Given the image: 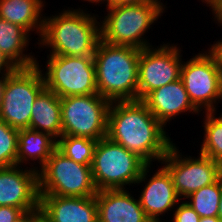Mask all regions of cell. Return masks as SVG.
Instances as JSON below:
<instances>
[{"instance_id": "1", "label": "cell", "mask_w": 222, "mask_h": 222, "mask_svg": "<svg viewBox=\"0 0 222 222\" xmlns=\"http://www.w3.org/2000/svg\"><path fill=\"white\" fill-rule=\"evenodd\" d=\"M166 130L141 100L110 103L107 137L146 164L160 163L171 148L173 139Z\"/></svg>"}, {"instance_id": "2", "label": "cell", "mask_w": 222, "mask_h": 222, "mask_svg": "<svg viewBox=\"0 0 222 222\" xmlns=\"http://www.w3.org/2000/svg\"><path fill=\"white\" fill-rule=\"evenodd\" d=\"M81 8H65L52 16L44 15L40 48H50L49 55L93 56L101 39L100 16Z\"/></svg>"}, {"instance_id": "3", "label": "cell", "mask_w": 222, "mask_h": 222, "mask_svg": "<svg viewBox=\"0 0 222 222\" xmlns=\"http://www.w3.org/2000/svg\"><path fill=\"white\" fill-rule=\"evenodd\" d=\"M141 49L99 40L93 60L98 94L110 102L138 100Z\"/></svg>"}, {"instance_id": "4", "label": "cell", "mask_w": 222, "mask_h": 222, "mask_svg": "<svg viewBox=\"0 0 222 222\" xmlns=\"http://www.w3.org/2000/svg\"><path fill=\"white\" fill-rule=\"evenodd\" d=\"M107 15L100 21L101 40L117 46L136 49L153 45L145 38L151 25L163 16L167 8L161 0L131 5L106 4ZM104 18V20H103ZM148 30V31H147Z\"/></svg>"}, {"instance_id": "5", "label": "cell", "mask_w": 222, "mask_h": 222, "mask_svg": "<svg viewBox=\"0 0 222 222\" xmlns=\"http://www.w3.org/2000/svg\"><path fill=\"white\" fill-rule=\"evenodd\" d=\"M188 61H183L181 76L188 97L193 106L202 114L216 112L222 100V56L210 45Z\"/></svg>"}, {"instance_id": "6", "label": "cell", "mask_w": 222, "mask_h": 222, "mask_svg": "<svg viewBox=\"0 0 222 222\" xmlns=\"http://www.w3.org/2000/svg\"><path fill=\"white\" fill-rule=\"evenodd\" d=\"M146 165L135 153L108 137L99 139L91 165L95 186L98 191L130 188L140 178Z\"/></svg>"}, {"instance_id": "7", "label": "cell", "mask_w": 222, "mask_h": 222, "mask_svg": "<svg viewBox=\"0 0 222 222\" xmlns=\"http://www.w3.org/2000/svg\"><path fill=\"white\" fill-rule=\"evenodd\" d=\"M42 73L45 88L60 98L98 94L93 56L47 55Z\"/></svg>"}, {"instance_id": "8", "label": "cell", "mask_w": 222, "mask_h": 222, "mask_svg": "<svg viewBox=\"0 0 222 222\" xmlns=\"http://www.w3.org/2000/svg\"><path fill=\"white\" fill-rule=\"evenodd\" d=\"M39 195L87 197L98 192L91 165L67 158L56 149L38 171Z\"/></svg>"}, {"instance_id": "9", "label": "cell", "mask_w": 222, "mask_h": 222, "mask_svg": "<svg viewBox=\"0 0 222 222\" xmlns=\"http://www.w3.org/2000/svg\"><path fill=\"white\" fill-rule=\"evenodd\" d=\"M45 88L40 68H17L9 74L0 104V120L16 129L30 127L33 103Z\"/></svg>"}, {"instance_id": "10", "label": "cell", "mask_w": 222, "mask_h": 222, "mask_svg": "<svg viewBox=\"0 0 222 222\" xmlns=\"http://www.w3.org/2000/svg\"><path fill=\"white\" fill-rule=\"evenodd\" d=\"M62 135L99 140L107 137L110 101L99 94L60 98Z\"/></svg>"}, {"instance_id": "11", "label": "cell", "mask_w": 222, "mask_h": 222, "mask_svg": "<svg viewBox=\"0 0 222 222\" xmlns=\"http://www.w3.org/2000/svg\"><path fill=\"white\" fill-rule=\"evenodd\" d=\"M180 151L173 143L160 163L169 172L177 195L184 200L198 189L216 182L222 175V166L201 153L192 158Z\"/></svg>"}, {"instance_id": "12", "label": "cell", "mask_w": 222, "mask_h": 222, "mask_svg": "<svg viewBox=\"0 0 222 222\" xmlns=\"http://www.w3.org/2000/svg\"><path fill=\"white\" fill-rule=\"evenodd\" d=\"M178 44L164 43L143 48L138 62V100L149 92L180 79L183 64Z\"/></svg>"}, {"instance_id": "13", "label": "cell", "mask_w": 222, "mask_h": 222, "mask_svg": "<svg viewBox=\"0 0 222 222\" xmlns=\"http://www.w3.org/2000/svg\"><path fill=\"white\" fill-rule=\"evenodd\" d=\"M30 164L31 168L0 167V206L20 208L23 212L40 209L37 164Z\"/></svg>"}, {"instance_id": "14", "label": "cell", "mask_w": 222, "mask_h": 222, "mask_svg": "<svg viewBox=\"0 0 222 222\" xmlns=\"http://www.w3.org/2000/svg\"><path fill=\"white\" fill-rule=\"evenodd\" d=\"M150 168L151 165L147 164L135 183L145 184L138 196L140 205L151 222H165L161 217L165 216V213L168 214V211H174L172 209H175L181 199L176 193L169 172L162 166L151 177Z\"/></svg>"}, {"instance_id": "15", "label": "cell", "mask_w": 222, "mask_h": 222, "mask_svg": "<svg viewBox=\"0 0 222 222\" xmlns=\"http://www.w3.org/2000/svg\"><path fill=\"white\" fill-rule=\"evenodd\" d=\"M165 127L185 112L199 115L191 103L181 79L154 89L141 100Z\"/></svg>"}, {"instance_id": "16", "label": "cell", "mask_w": 222, "mask_h": 222, "mask_svg": "<svg viewBox=\"0 0 222 222\" xmlns=\"http://www.w3.org/2000/svg\"><path fill=\"white\" fill-rule=\"evenodd\" d=\"M39 208L50 222H98L95 196L40 195Z\"/></svg>"}, {"instance_id": "17", "label": "cell", "mask_w": 222, "mask_h": 222, "mask_svg": "<svg viewBox=\"0 0 222 222\" xmlns=\"http://www.w3.org/2000/svg\"><path fill=\"white\" fill-rule=\"evenodd\" d=\"M95 199L98 222H151L127 189L100 190Z\"/></svg>"}, {"instance_id": "18", "label": "cell", "mask_w": 222, "mask_h": 222, "mask_svg": "<svg viewBox=\"0 0 222 222\" xmlns=\"http://www.w3.org/2000/svg\"><path fill=\"white\" fill-rule=\"evenodd\" d=\"M29 129L47 133L56 140L62 136L61 100L53 91L44 88L36 97Z\"/></svg>"}, {"instance_id": "19", "label": "cell", "mask_w": 222, "mask_h": 222, "mask_svg": "<svg viewBox=\"0 0 222 222\" xmlns=\"http://www.w3.org/2000/svg\"><path fill=\"white\" fill-rule=\"evenodd\" d=\"M45 4V0H0V18L24 28L30 35L36 31L39 40Z\"/></svg>"}, {"instance_id": "20", "label": "cell", "mask_w": 222, "mask_h": 222, "mask_svg": "<svg viewBox=\"0 0 222 222\" xmlns=\"http://www.w3.org/2000/svg\"><path fill=\"white\" fill-rule=\"evenodd\" d=\"M30 36L24 28L0 18V51L17 68H28L37 64L35 55L33 56L32 52L27 53Z\"/></svg>"}, {"instance_id": "21", "label": "cell", "mask_w": 222, "mask_h": 222, "mask_svg": "<svg viewBox=\"0 0 222 222\" xmlns=\"http://www.w3.org/2000/svg\"><path fill=\"white\" fill-rule=\"evenodd\" d=\"M56 149L57 140L51 135L29 128L19 129L17 165L26 166L30 161H37L36 171H39Z\"/></svg>"}, {"instance_id": "22", "label": "cell", "mask_w": 222, "mask_h": 222, "mask_svg": "<svg viewBox=\"0 0 222 222\" xmlns=\"http://www.w3.org/2000/svg\"><path fill=\"white\" fill-rule=\"evenodd\" d=\"M216 114V112H205L204 114V121H202L204 136L199 153L222 166V119Z\"/></svg>"}, {"instance_id": "23", "label": "cell", "mask_w": 222, "mask_h": 222, "mask_svg": "<svg viewBox=\"0 0 222 222\" xmlns=\"http://www.w3.org/2000/svg\"><path fill=\"white\" fill-rule=\"evenodd\" d=\"M220 196L221 177L213 184L191 193L185 199L200 217H215L218 216Z\"/></svg>"}, {"instance_id": "24", "label": "cell", "mask_w": 222, "mask_h": 222, "mask_svg": "<svg viewBox=\"0 0 222 222\" xmlns=\"http://www.w3.org/2000/svg\"><path fill=\"white\" fill-rule=\"evenodd\" d=\"M96 144L97 140L90 138L62 135L57 140V149L77 163L92 165Z\"/></svg>"}, {"instance_id": "25", "label": "cell", "mask_w": 222, "mask_h": 222, "mask_svg": "<svg viewBox=\"0 0 222 222\" xmlns=\"http://www.w3.org/2000/svg\"><path fill=\"white\" fill-rule=\"evenodd\" d=\"M18 132L0 120V167L17 165Z\"/></svg>"}, {"instance_id": "26", "label": "cell", "mask_w": 222, "mask_h": 222, "mask_svg": "<svg viewBox=\"0 0 222 222\" xmlns=\"http://www.w3.org/2000/svg\"><path fill=\"white\" fill-rule=\"evenodd\" d=\"M173 212L171 222H199L201 218L186 200L179 202Z\"/></svg>"}, {"instance_id": "27", "label": "cell", "mask_w": 222, "mask_h": 222, "mask_svg": "<svg viewBox=\"0 0 222 222\" xmlns=\"http://www.w3.org/2000/svg\"><path fill=\"white\" fill-rule=\"evenodd\" d=\"M23 211L11 206H0V222H13Z\"/></svg>"}, {"instance_id": "28", "label": "cell", "mask_w": 222, "mask_h": 222, "mask_svg": "<svg viewBox=\"0 0 222 222\" xmlns=\"http://www.w3.org/2000/svg\"><path fill=\"white\" fill-rule=\"evenodd\" d=\"M207 7L212 9L213 20L220 27L222 26V0H201Z\"/></svg>"}, {"instance_id": "29", "label": "cell", "mask_w": 222, "mask_h": 222, "mask_svg": "<svg viewBox=\"0 0 222 222\" xmlns=\"http://www.w3.org/2000/svg\"><path fill=\"white\" fill-rule=\"evenodd\" d=\"M17 67L0 51V75H9Z\"/></svg>"}, {"instance_id": "30", "label": "cell", "mask_w": 222, "mask_h": 222, "mask_svg": "<svg viewBox=\"0 0 222 222\" xmlns=\"http://www.w3.org/2000/svg\"><path fill=\"white\" fill-rule=\"evenodd\" d=\"M13 222H35V209L24 211Z\"/></svg>"}, {"instance_id": "31", "label": "cell", "mask_w": 222, "mask_h": 222, "mask_svg": "<svg viewBox=\"0 0 222 222\" xmlns=\"http://www.w3.org/2000/svg\"><path fill=\"white\" fill-rule=\"evenodd\" d=\"M153 0H107V4H117V5H131L145 3Z\"/></svg>"}, {"instance_id": "32", "label": "cell", "mask_w": 222, "mask_h": 222, "mask_svg": "<svg viewBox=\"0 0 222 222\" xmlns=\"http://www.w3.org/2000/svg\"><path fill=\"white\" fill-rule=\"evenodd\" d=\"M35 222H50V221L41 214L40 209H35Z\"/></svg>"}, {"instance_id": "33", "label": "cell", "mask_w": 222, "mask_h": 222, "mask_svg": "<svg viewBox=\"0 0 222 222\" xmlns=\"http://www.w3.org/2000/svg\"><path fill=\"white\" fill-rule=\"evenodd\" d=\"M7 76L8 75H0V104H1V99L3 96V89L6 83Z\"/></svg>"}, {"instance_id": "34", "label": "cell", "mask_w": 222, "mask_h": 222, "mask_svg": "<svg viewBox=\"0 0 222 222\" xmlns=\"http://www.w3.org/2000/svg\"><path fill=\"white\" fill-rule=\"evenodd\" d=\"M199 222H222L217 216L215 217H201Z\"/></svg>"}, {"instance_id": "35", "label": "cell", "mask_w": 222, "mask_h": 222, "mask_svg": "<svg viewBox=\"0 0 222 222\" xmlns=\"http://www.w3.org/2000/svg\"><path fill=\"white\" fill-rule=\"evenodd\" d=\"M217 217L222 221V175H221V196H220V202H219L218 216Z\"/></svg>"}, {"instance_id": "36", "label": "cell", "mask_w": 222, "mask_h": 222, "mask_svg": "<svg viewBox=\"0 0 222 222\" xmlns=\"http://www.w3.org/2000/svg\"><path fill=\"white\" fill-rule=\"evenodd\" d=\"M221 54L222 56V39L218 41H214V44H212Z\"/></svg>"}, {"instance_id": "37", "label": "cell", "mask_w": 222, "mask_h": 222, "mask_svg": "<svg viewBox=\"0 0 222 222\" xmlns=\"http://www.w3.org/2000/svg\"><path fill=\"white\" fill-rule=\"evenodd\" d=\"M83 1H88L90 3H95V5H98L100 3V0H83Z\"/></svg>"}, {"instance_id": "38", "label": "cell", "mask_w": 222, "mask_h": 222, "mask_svg": "<svg viewBox=\"0 0 222 222\" xmlns=\"http://www.w3.org/2000/svg\"><path fill=\"white\" fill-rule=\"evenodd\" d=\"M107 3V0H100V4H105Z\"/></svg>"}]
</instances>
